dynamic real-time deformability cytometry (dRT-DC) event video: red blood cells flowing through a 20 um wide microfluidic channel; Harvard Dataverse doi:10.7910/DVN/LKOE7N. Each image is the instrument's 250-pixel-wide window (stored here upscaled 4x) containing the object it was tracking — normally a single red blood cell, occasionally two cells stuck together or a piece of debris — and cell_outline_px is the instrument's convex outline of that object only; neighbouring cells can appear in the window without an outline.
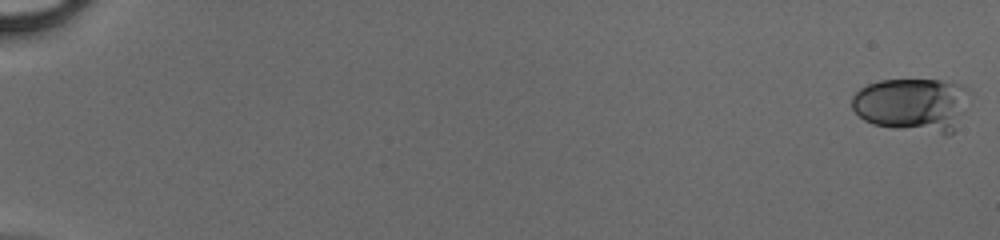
{"species": "human", "species_latin": "Homo sapiens", "temperature_condition": "cold", "stored_images_in_passage": 50, "camera_frame_rate_fps": 3000, "um_per_image_px": 0.085, "donor": {"sex": "male"}, "frame": {"image": 1, "passage_image": 1, "time_ms": 0.0, "image_size_px": [1000, 240], "cell_outline_px": [[968, 92], [952, 132], [948, 136], [944, 136], [872, 124], [864, 120], [852, 108], [852, 96], [860, 88], [868, 84], [880, 80], [940, 80], [960, 84], [968, 88]], "centroid_in_image_um": [77.49, 8.91], "position_along_channel_um": 7.5, "area_um2": 36.41}}
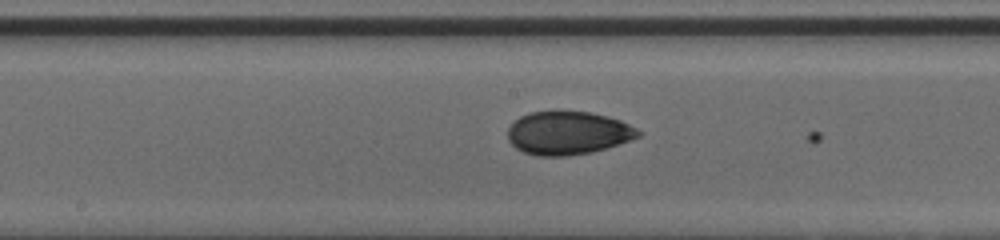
{"frame": {"image": 2, "passage_image": 29, "time_ms": 9.333, "image_size_px": [1000, 240], "cell_outline_px": [[644, 132], [640, 136], [592, 152], [564, 156], [536, 156], [524, 152], [516, 148], [508, 140], [508, 128], [520, 116], [528, 112], [556, 108], [560, 108], [592, 112], [608, 116], [620, 120]], "centroid_in_image_um": [48.25, 11.25], "position_along_channel_um": 200.0, "area_um2": 33.64}}
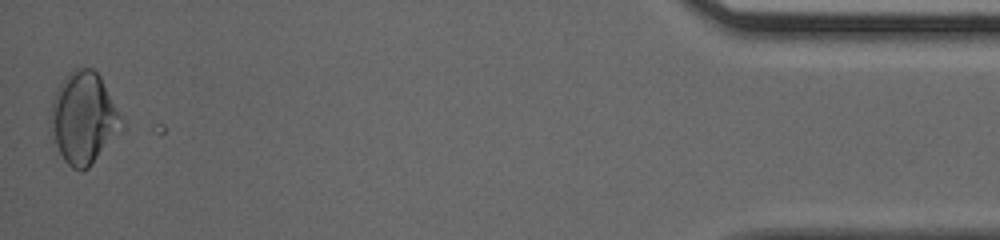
{"frame": {"image": 3, "passage_image": 50, "time_ms": 16.333, "image_size_px": [1000, 240], "cell_outline_px": [[124, 128], [88, 168], [80, 172], [72, 168], [64, 160], [56, 144], [48, 124], [48, 116], [52, 100], [64, 76], [68, 72], [76, 68], [92, 68], [100, 76], [124, 120]], "centroid_in_image_um": [7.1, 10.04], "position_along_channel_um": 428.1, "area_um2": 38.21}}